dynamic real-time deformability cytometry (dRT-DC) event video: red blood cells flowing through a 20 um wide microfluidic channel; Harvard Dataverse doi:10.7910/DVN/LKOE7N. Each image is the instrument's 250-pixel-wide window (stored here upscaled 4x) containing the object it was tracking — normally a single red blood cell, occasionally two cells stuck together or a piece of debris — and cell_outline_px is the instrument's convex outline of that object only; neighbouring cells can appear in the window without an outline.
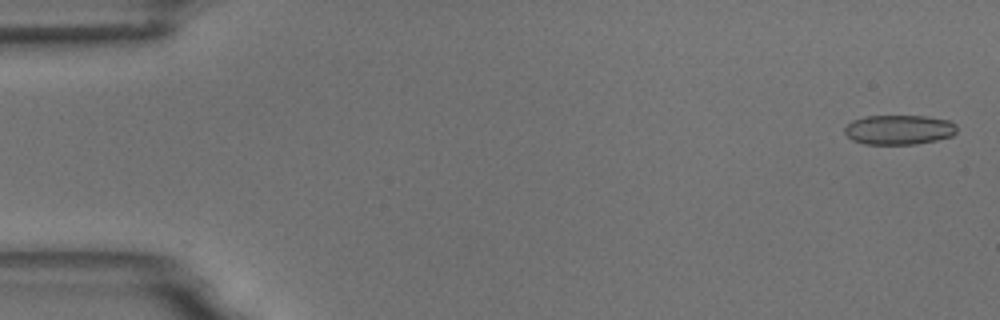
{"species": "common noctule bat (a hibernating species)", "species_latin": "Nyctalus noctula", "temperature_condition": "room temperature", "stored_images_in_passage": 8, "camera_frame_rate_fps": 3000, "um_per_image_px": 0.085, "animal": {"sex": "male", "body_mass_g": 18.8}, "frame": {"image": 1, "passage_image": 1, "time_ms": 0.0, "image_size_px": [1000, 320], "cell_outline_px": [[956, 132], [952, 136], [936, 140], [916, 144], [864, 144], [852, 140], [844, 132], [844, 128], [852, 120], [864, 116], [928, 116], [948, 120], [956, 124]], "centroid_in_image_um": [76.41, 11.02], "position_along_channel_um": 8.6, "area_um2": 19.48}}